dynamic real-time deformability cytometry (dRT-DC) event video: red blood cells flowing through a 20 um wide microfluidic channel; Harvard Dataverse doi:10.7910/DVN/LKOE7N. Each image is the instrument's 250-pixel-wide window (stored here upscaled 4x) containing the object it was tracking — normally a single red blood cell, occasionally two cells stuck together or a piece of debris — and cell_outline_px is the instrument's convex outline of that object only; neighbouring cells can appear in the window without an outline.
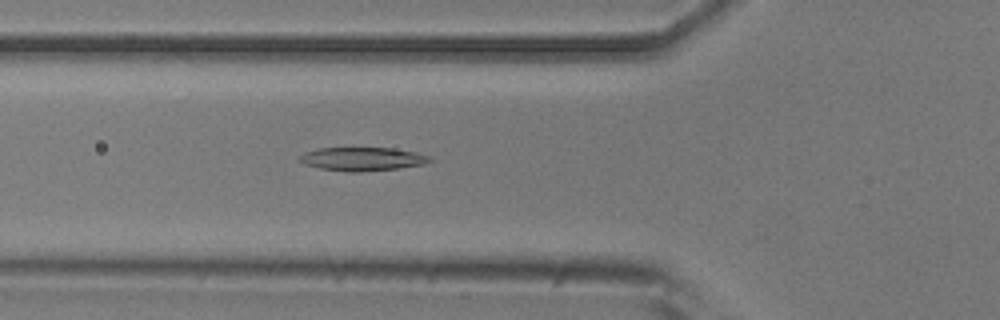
{"species": "common noctule bat (a hibernating species)", "species_latin": "Nyctalus noctula", "temperature_condition": "room temperature", "stored_images_in_passage": 31, "camera_frame_rate_fps": 3000, "um_per_image_px": 0.085, "animal": {"sex": "male", "body_mass_g": 20.5, "forearm_length_mm": 52.5}, "frame": {"image": 1, "passage_image": 9, "time_ms": 2.667, "image_size_px": [1000, 320], "cell_outline_px": [[432, 160], [424, 164], [396, 168], [360, 172], [344, 172], [320, 168], [304, 164], [300, 160], [300, 156], [304, 152], [320, 148], [392, 148], [416, 152], [428, 156]], "centroid_in_image_um": [30.78, 13.51], "position_along_channel_um": 95.0, "area_um2": 17.69}}
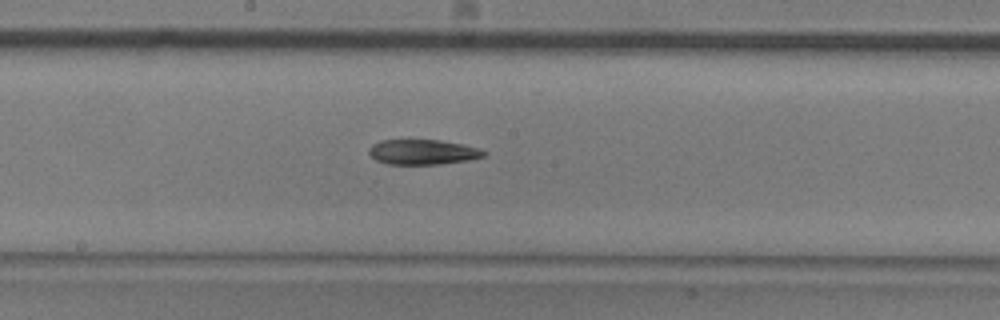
{"frame": {"image": 2, "passage_image": 18, "time_ms": 5.667, "image_size_px": [1000, 320], "cell_outline_px": [[488, 152], [484, 156], [468, 160], [440, 164], [388, 164], [376, 160], [368, 152], [368, 148], [372, 144], [380, 140], [440, 140], [464, 144]], "centroid_in_image_um": [35.92, 12.92], "position_along_channel_um": 212.3, "area_um2": 16.76}}
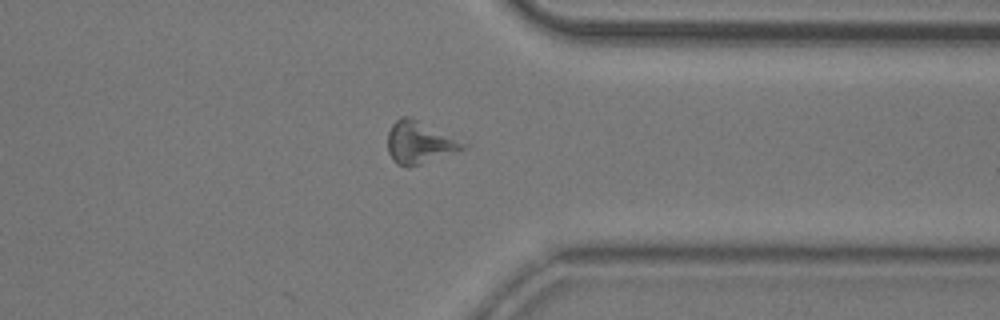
{"frame": {"image": 3, "passage_image": 31, "time_ms": 10.0, "image_size_px": [1000, 320], "cell_outline_px": [[468, 148], [408, 168], [396, 164], [392, 160], [388, 152], [388, 132], [392, 124], [400, 116], [412, 116], [468, 144]], "centroid_in_image_um": [35.64, 12.11], "position_along_channel_um": 375.8, "area_um2": 18.79}, "authors_computed_cell_mechanics": {"area_um2": 17.7446, "velocity_mm_per_s": 3.8818, "shape_relaxation_time_tau1_ms": 5.4092, "shape_relaxation_time_tau2_ms": null, "deformation_change_tau1": 0.13, "deformation_change_tau2": null}}